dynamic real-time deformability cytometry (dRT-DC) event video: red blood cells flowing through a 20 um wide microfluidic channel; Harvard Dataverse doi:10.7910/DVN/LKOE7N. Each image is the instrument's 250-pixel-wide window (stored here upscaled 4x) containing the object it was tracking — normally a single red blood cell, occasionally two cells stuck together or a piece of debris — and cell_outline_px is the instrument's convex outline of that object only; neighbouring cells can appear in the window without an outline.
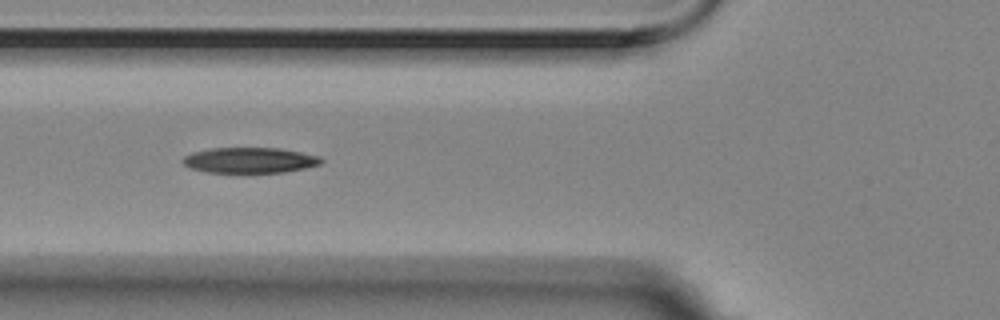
{"species": "Egyptian fruit bat (a non-hibernating species)", "species_latin": "Rousettus aegyptiacus", "temperature_condition": "room temperature", "stored_images_in_passage": 3, "camera_frame_rate_fps": 3000, "um_per_image_px": 0.085, "animal": {"sex": "female"}, "frame": {"image": 1, "passage_image": 2, "time_ms": 0.333, "image_size_px": [1000, 320], "cell_outline_px": [[324, 160], [320, 164], [304, 168], [280, 172], [208, 172], [192, 168], [184, 164], [180, 160], [184, 156], [192, 152], [212, 148], [280, 148], [320, 156]], "centroid_in_image_um": [21.22, 13.61], "position_along_channel_um": 104.6, "area_um2": 20.4}}
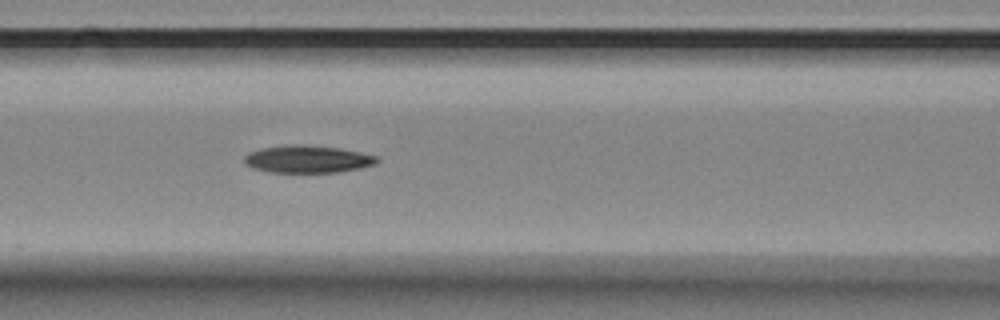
{"frame": {"image": 2, "passage_image": 3, "time_ms": 0.667, "image_size_px": [1000, 320], "cell_outline_px": [[380, 160], [376, 164], [360, 168], [336, 172], [268, 172], [252, 168], [244, 164], [244, 156], [248, 152], [264, 148], [296, 144], [300, 144], [340, 148], [360, 152], [376, 156]], "centroid_in_image_um": [26.13, 13.53], "position_along_channel_um": 140.5, "area_um2": 21.15}}